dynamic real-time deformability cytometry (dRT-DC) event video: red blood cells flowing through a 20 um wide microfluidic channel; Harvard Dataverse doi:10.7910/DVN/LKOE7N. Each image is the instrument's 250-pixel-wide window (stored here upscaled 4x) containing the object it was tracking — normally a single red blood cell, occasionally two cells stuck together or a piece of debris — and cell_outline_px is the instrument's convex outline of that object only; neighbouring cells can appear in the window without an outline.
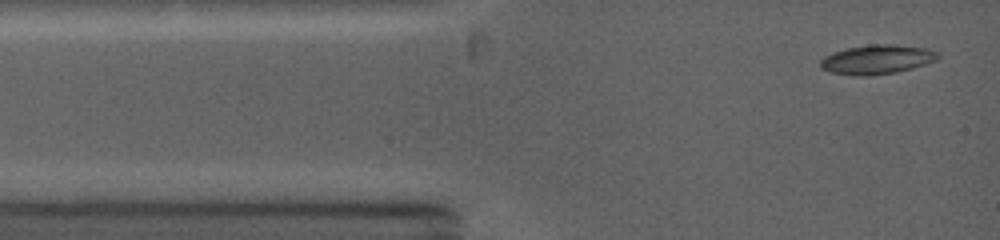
{"species": "common noctule bat (a hibernating species)", "species_latin": "Nyctalus noctula", "temperature_condition": "warm", "stored_images_in_passage": 15, "camera_frame_rate_fps": 5000, "um_per_image_px": 0.085, "animal": {"sex": "female", "body_mass_g": 19.0, "forearm_length_mm": 53.3}, "frame": {"image": 1, "passage_image": 1, "time_ms": 0.0, "image_size_px": [1000, 240], "cell_outline_px": [[940, 56], [936, 60], [912, 68], [896, 72], [868, 76], [856, 76], [832, 72], [820, 68], [820, 60], [824, 56], [832, 52], [848, 48], [872, 44], [892, 44], [928, 48], [936, 52]], "centroid_in_image_um": [74.52, 5.05], "position_along_channel_um": 10.5, "area_um2": 20.0}}
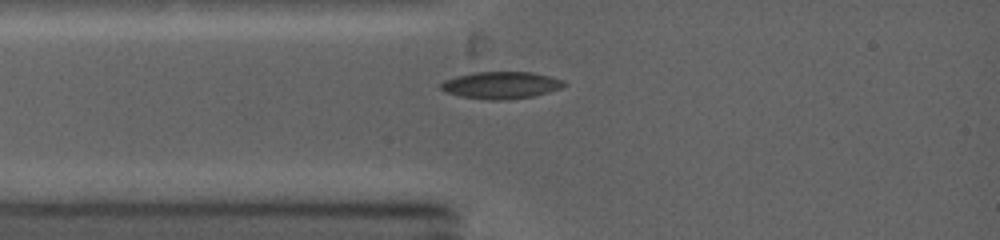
{"frame": {"image": 2, "passage_image": 6, "time_ms": 1.8, "image_size_px": [1000, 240], "cell_outline_px": [[568, 84], [560, 88], [548, 92], [532, 96], [504, 100], [488, 100], [460, 96], [444, 92], [440, 88], [440, 84], [444, 80], [456, 76], [472, 72], [532, 72], [564, 80]], "centroid_in_image_um": [42.56, 7.24], "position_along_channel_um": 42.4, "area_um2": 19.48}}
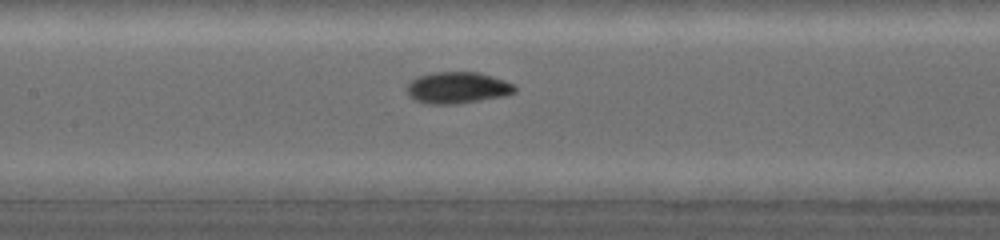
{"frame": {"image": 3, "passage_image": 13, "time_ms": 4.8, "image_size_px": [1000, 240], "cell_outline_px": [[516, 92], [504, 96], [456, 104], [428, 104], [412, 100], [408, 96], [404, 88], [416, 76], [432, 72], [480, 72], [516, 84]], "centroid_in_image_um": [38.85, 7.46], "position_along_channel_um": 168.6, "area_um2": 20.23}}